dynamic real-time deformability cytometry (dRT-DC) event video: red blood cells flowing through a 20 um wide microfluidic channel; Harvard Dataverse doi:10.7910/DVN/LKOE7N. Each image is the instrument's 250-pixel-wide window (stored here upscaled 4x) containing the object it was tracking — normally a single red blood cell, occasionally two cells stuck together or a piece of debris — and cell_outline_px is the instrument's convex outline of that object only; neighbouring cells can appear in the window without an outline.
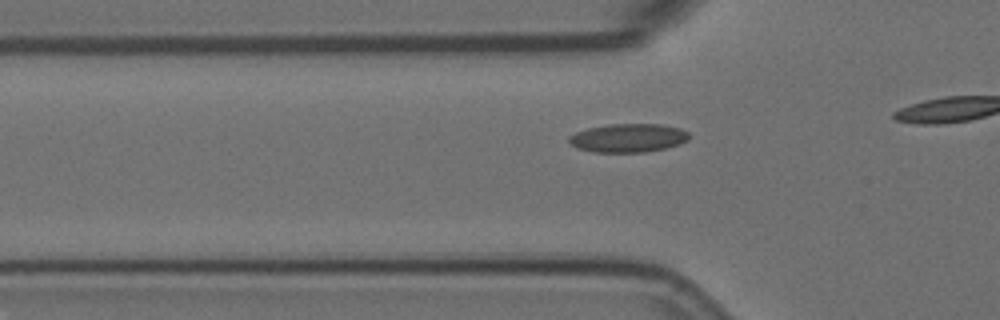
{"species": "Egyptian fruit bat (a non-hibernating species)", "species_latin": "Rousettus aegyptiacus", "temperature_condition": "room temperature", "stored_images_in_passage": 10, "camera_frame_rate_fps": 3000, "um_per_image_px": 0.085, "animal": {"sex": "female"}, "frame": {"image": 1, "passage_image": 4, "time_ms": 1.0, "image_size_px": [1000, 320], "cell_outline_px": [[688, 140], [680, 144], [664, 148], [644, 152], [592, 152], [576, 148], [568, 144], [568, 136], [576, 132], [588, 128], [608, 124], [660, 124], [680, 128], [688, 132]], "centroid_in_image_um": [53.35, 11.73], "position_along_channel_um": 72.5, "area_um2": 20.11}}
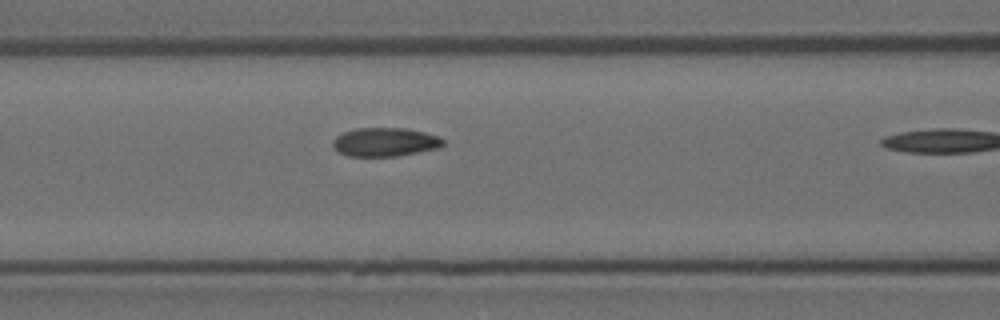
{"frame": {"image": 2, "passage_image": 9, "time_ms": 2.667, "image_size_px": [1000, 320], "cell_outline_px": [[444, 144], [440, 148], [396, 156], [348, 156], [340, 152], [332, 144], [332, 140], [336, 136], [344, 132], [356, 128], [408, 128], [440, 136], [444, 140]], "centroid_in_image_um": [32.76, 12.06], "position_along_channel_um": 133.8, "area_um2": 18.5}}